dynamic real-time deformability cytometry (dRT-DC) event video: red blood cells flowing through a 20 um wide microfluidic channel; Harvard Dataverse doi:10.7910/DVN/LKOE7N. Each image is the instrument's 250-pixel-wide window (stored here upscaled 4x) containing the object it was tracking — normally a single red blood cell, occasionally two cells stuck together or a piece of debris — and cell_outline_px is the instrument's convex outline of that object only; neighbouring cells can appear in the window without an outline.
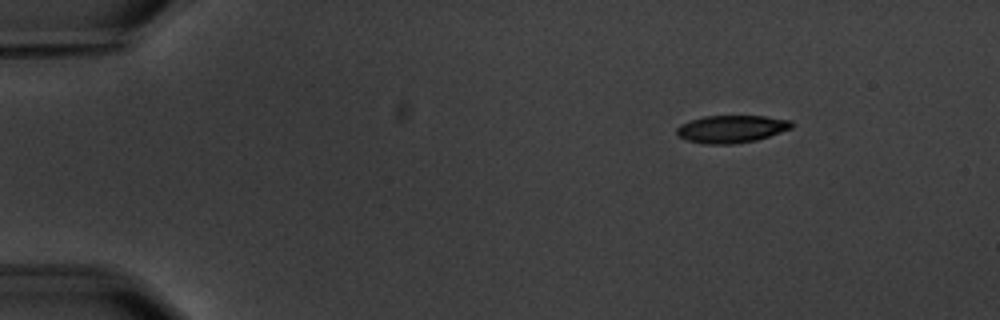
{"species": "common noctule bat (a hibernating species)", "species_latin": "Nyctalus noctula", "temperature_condition": "warm", "stored_images_in_passage": 3, "camera_frame_rate_fps": 3000, "um_per_image_px": 0.085, "animal": {"sex": "male", "body_mass_g": 20.1, "forearm_length_mm": 53.5}, "frame": {"image": 1, "passage_image": 1, "time_ms": 0.0, "image_size_px": [1000, 320], "cell_outline_px": [[796, 124], [792, 128], [756, 140], [732, 144], [704, 144], [688, 140], [680, 136], [676, 132], [676, 128], [680, 124], [704, 116], [764, 116], [792, 120]], "centroid_in_image_um": [62.21, 10.95], "position_along_channel_um": 22.8, "area_um2": 18.38}}